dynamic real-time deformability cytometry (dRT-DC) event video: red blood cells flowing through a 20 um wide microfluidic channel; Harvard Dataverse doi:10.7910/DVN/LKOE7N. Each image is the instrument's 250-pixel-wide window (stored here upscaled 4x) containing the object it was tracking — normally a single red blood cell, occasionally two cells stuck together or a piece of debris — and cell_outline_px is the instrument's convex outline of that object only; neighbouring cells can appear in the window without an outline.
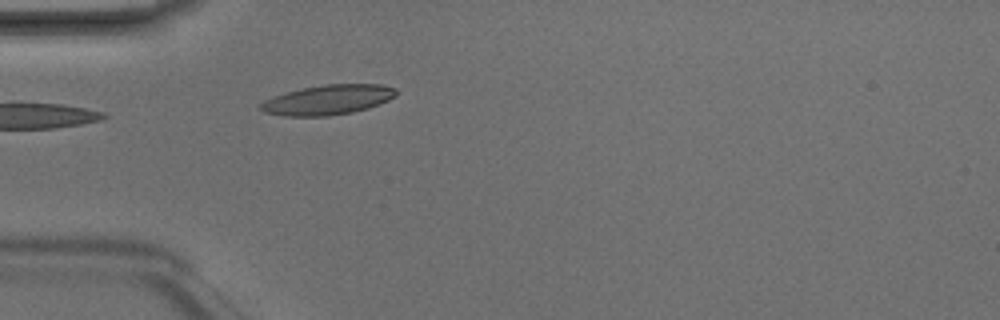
{"species": "Egyptian fruit bat (a non-hibernating species)", "species_latin": "Rousettus aegyptiacus", "temperature_condition": "room temperature", "stored_images_in_passage": 4, "camera_frame_rate_fps": 3000, "um_per_image_px": 0.085, "animal": {"sex": "male"}, "frame": {"image": 1, "passage_image": 4, "time_ms": 1.0, "image_size_px": [1000, 320], "cell_outline_px": [[396, 96], [380, 104], [368, 108], [352, 112], [328, 116], [284, 116], [264, 112], [260, 108], [260, 104], [264, 100], [288, 92], [304, 88], [324, 84], [380, 84], [396, 88]], "centroid_in_image_um": [27.9, 8.49], "position_along_channel_um": 57.1, "area_um2": 23.41}}